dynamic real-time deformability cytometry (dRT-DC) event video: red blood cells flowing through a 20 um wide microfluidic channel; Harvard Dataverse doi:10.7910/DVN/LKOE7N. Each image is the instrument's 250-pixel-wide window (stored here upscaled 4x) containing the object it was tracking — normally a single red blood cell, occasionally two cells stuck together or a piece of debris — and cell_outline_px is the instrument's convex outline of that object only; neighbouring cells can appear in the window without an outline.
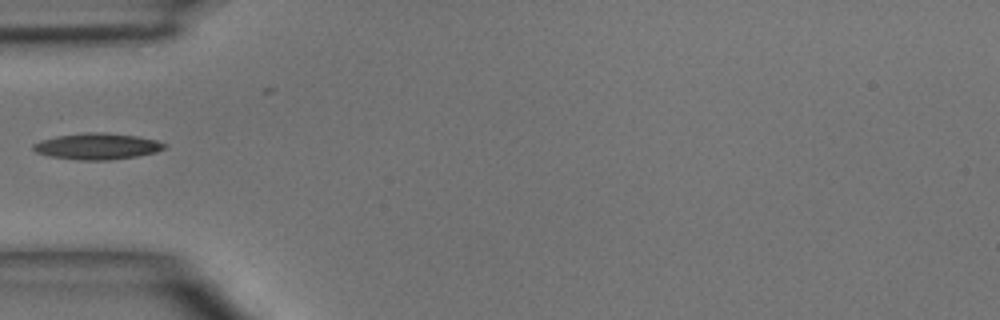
{"species": "common noctule bat (a hibernating species)", "species_latin": "Nyctalus noctula", "temperature_condition": "room temperature", "stored_images_in_passage": 3, "camera_frame_rate_fps": 3000, "um_per_image_px": 0.085, "animal": {"sex": "male", "body_mass_g": 15.6}, "frame": {"image": 1, "passage_image": 3, "time_ms": 3.0, "image_size_px": [1000, 320], "cell_outline_px": [[168, 148], [156, 152], [136, 156], [108, 160], [76, 160], [48, 156], [36, 152], [32, 148], [32, 144], [40, 140], [56, 136], [84, 132], [104, 132], [136, 136], [156, 140], [168, 144]], "centroid_in_image_um": [8.26, 12.43], "position_along_channel_um": 76.7, "area_um2": 20.29}}